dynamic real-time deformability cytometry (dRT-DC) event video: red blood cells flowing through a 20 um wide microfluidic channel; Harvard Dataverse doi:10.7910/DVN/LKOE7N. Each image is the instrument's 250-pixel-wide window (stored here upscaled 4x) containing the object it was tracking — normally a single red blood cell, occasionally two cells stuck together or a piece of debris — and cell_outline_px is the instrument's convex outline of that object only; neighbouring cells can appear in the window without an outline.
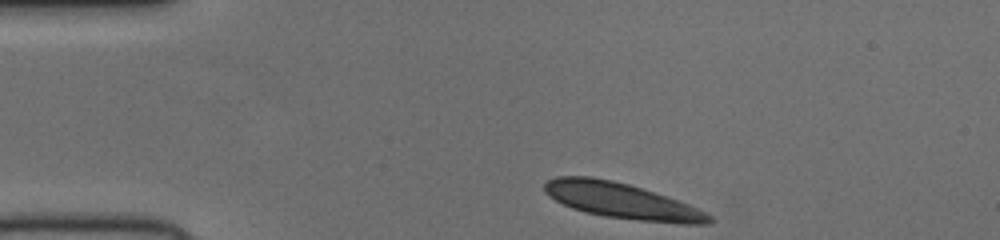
{"species": "human", "species_latin": "Homo sapiens", "temperature_condition": "cold", "stored_images_in_passage": 42, "camera_frame_rate_fps": 3000, "um_per_image_px": 0.085, "donor": {"sex": "female"}, "frame": {"image": 1, "passage_image": 1, "time_ms": 0.0, "image_size_px": [1000, 240], "cell_outline_px": [[712, 220], [708, 224], [680, 224], [636, 220], [604, 216], [584, 212], [572, 208], [548, 196], [544, 192], [544, 184], [548, 180], [556, 176], [592, 176], [612, 180], [628, 184], [688, 204], [712, 216]], "centroid_in_image_um": [52.8, 17.07], "position_along_channel_um": 32.2, "area_um2": 33.87}}
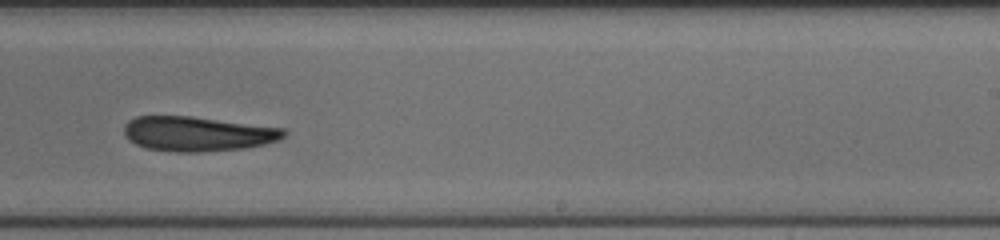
{"frame": {"image": 2, "passage_image": 23, "time_ms": 7.333, "image_size_px": [1000, 240], "cell_outline_px": [[288, 132], [280, 140], [264, 144], [244, 148], [200, 152], [176, 152], [144, 148], [128, 140], [124, 136], [124, 124], [128, 120], [136, 116], [192, 116], [284, 128]], "centroid_in_image_um": [16.77, 11.37], "position_along_channel_um": 272.2, "area_um2": 32.6}}
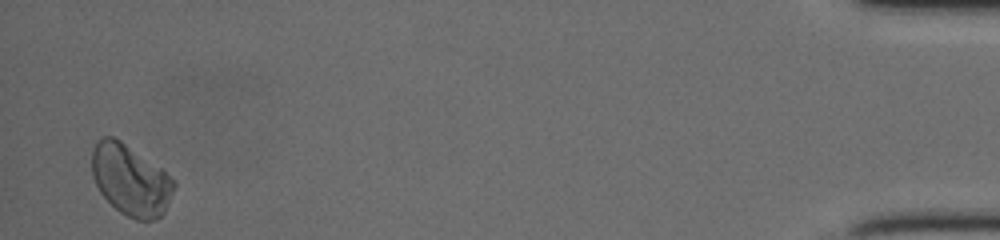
{"frame": {"image": 3, "passage_image": 41, "time_ms": 13.333, "image_size_px": [1000, 240], "cell_outline_px": [[176, 184], [164, 212], [156, 220], [136, 220], [120, 212], [100, 192], [92, 176], [92, 152], [96, 144], [104, 136], [112, 136], [120, 140], [160, 168], [176, 180]], "centroid_in_image_um": [11.11, 15.31], "position_along_channel_um": 424.1, "area_um2": 33.41}}